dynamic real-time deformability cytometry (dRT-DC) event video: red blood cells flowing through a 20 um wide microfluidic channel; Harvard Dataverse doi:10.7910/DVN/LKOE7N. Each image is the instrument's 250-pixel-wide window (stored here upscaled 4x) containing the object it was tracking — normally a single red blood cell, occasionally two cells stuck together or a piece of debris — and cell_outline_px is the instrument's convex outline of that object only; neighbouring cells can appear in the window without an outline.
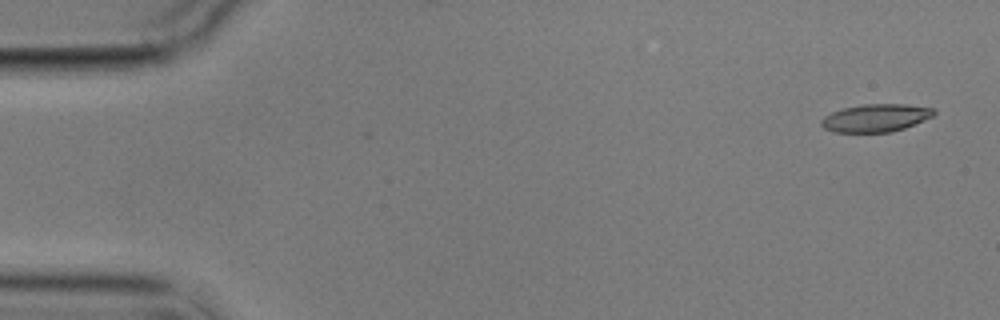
{"species": "common noctule bat (a hibernating species)", "species_latin": "Nyctalus noctula", "temperature_condition": "cold", "stored_images_in_passage": 5, "camera_frame_rate_fps": 3000, "um_per_image_px": 0.085, "animal": {"sex": "male", "body_mass_g": 17.9}, "frame": {"image": 1, "passage_image": 1, "time_ms": 0.0, "image_size_px": [1000, 320], "cell_outline_px": [[936, 112], [932, 116], [924, 120], [904, 128], [892, 132], [832, 132], [824, 128], [820, 124], [820, 120], [824, 116], [832, 112], [844, 108], [864, 104], [904, 104], [936, 108]], "centroid_in_image_um": [74.43, 10.02], "position_along_channel_um": 10.6, "area_um2": 18.26}}
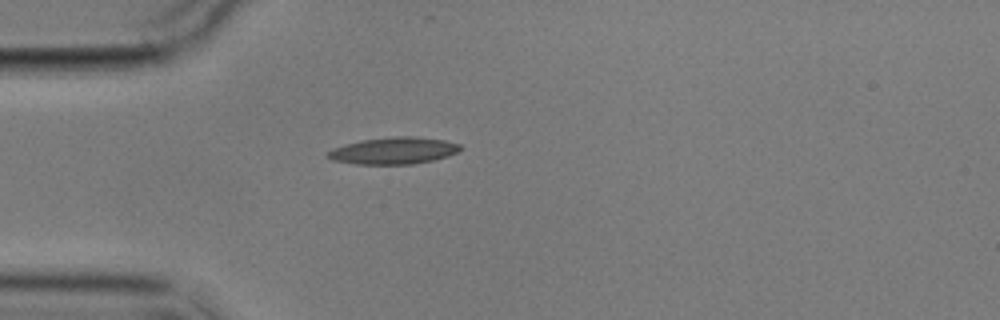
{"frame": {"image": 2, "passage_image": 4, "time_ms": 4.333, "image_size_px": [1000, 320], "cell_outline_px": [[464, 148], [448, 156], [432, 160], [412, 164], [356, 164], [332, 160], [324, 156], [324, 152], [332, 148], [344, 144], [364, 140], [392, 136], [416, 136], [444, 140], [460, 144]], "centroid_in_image_um": [33.42, 12.8], "position_along_channel_um": 51.6, "area_um2": 20.92}}